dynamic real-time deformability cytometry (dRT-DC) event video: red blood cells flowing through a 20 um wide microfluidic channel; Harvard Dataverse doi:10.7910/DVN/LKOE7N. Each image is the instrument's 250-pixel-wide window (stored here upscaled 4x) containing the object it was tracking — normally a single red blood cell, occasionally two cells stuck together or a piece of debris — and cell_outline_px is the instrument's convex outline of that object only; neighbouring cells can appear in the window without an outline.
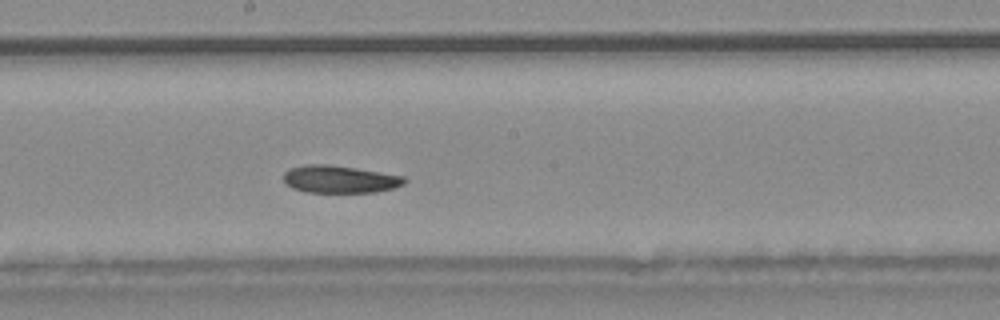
{"species": "common noctule bat (a hibernating species)", "species_latin": "Nyctalus noctula", "temperature_condition": "warm", "stored_images_in_passage": 41, "camera_frame_rate_fps": 3000, "um_per_image_px": 0.085, "animal": {"sex": "male", "body_mass_g": 20.4}, "frame": {"image": 1, "passage_image": 18, "time_ms": 5.667, "image_size_px": [1000, 320], "cell_outline_px": [[408, 180], [404, 184], [396, 188], [376, 192], [304, 192], [292, 188], [284, 184], [284, 172], [288, 168], [308, 164], [328, 164], [356, 168], [404, 176]], "centroid_in_image_um": [28.87, 15.24], "position_along_channel_um": 219.3, "area_um2": 19.59}, "authors_computed_cell_mechanics": {"area_um2": 20.23, "velocity_mm_per_s": 3.9964, "shape_relaxation_time_tau1_ms": 3.1235, "shape_relaxation_time_tau2_ms": null, "deformation_change_tau1": 0.1002, "deformation_change_tau2": null}}